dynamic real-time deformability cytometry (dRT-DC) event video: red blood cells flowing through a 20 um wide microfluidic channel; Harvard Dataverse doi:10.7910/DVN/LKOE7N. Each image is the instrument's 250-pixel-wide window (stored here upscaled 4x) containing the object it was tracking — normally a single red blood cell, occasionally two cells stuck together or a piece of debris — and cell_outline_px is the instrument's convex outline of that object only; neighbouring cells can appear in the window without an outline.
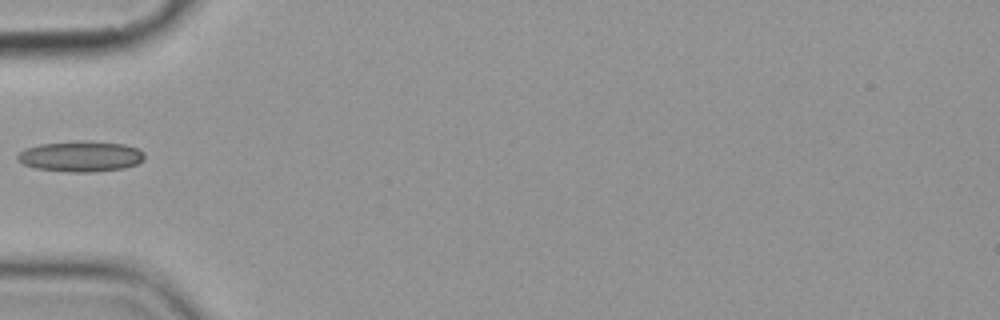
{"species": "common noctule bat (a hibernating species)", "species_latin": "Nyctalus noctula", "temperature_condition": "cold", "stored_images_in_passage": 6, "camera_frame_rate_fps": 3000, "um_per_image_px": 0.085, "animal": {"sex": "female", "body_mass_g": 19.9}, "frame": {"image": 1, "passage_image": 6, "time_ms": 5.667, "image_size_px": [1000, 320], "cell_outline_px": [[144, 160], [136, 164], [124, 168], [92, 172], [68, 172], [36, 168], [24, 164], [16, 160], [16, 156], [24, 148], [40, 144], [76, 140], [92, 140], [124, 144], [136, 148], [144, 152]], "centroid_in_image_um": [6.85, 13.27], "position_along_channel_um": 78.1, "area_um2": 23.0}}